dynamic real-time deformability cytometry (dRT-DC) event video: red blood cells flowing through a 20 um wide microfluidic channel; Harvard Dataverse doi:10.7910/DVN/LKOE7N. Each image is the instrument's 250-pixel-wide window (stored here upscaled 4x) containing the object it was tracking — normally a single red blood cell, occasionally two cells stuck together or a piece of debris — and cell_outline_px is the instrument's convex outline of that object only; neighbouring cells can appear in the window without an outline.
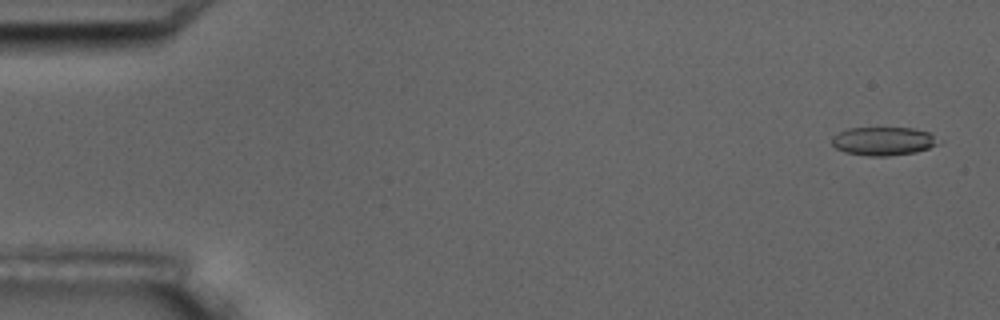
{"species": "common noctule bat (a hibernating species)", "species_latin": "Nyctalus noctula", "temperature_condition": "room temperature", "stored_images_in_passage": 5, "camera_frame_rate_fps": 3000, "um_per_image_px": 0.085, "animal": {"sex": "male", "body_mass_g": 17.5, "forearm_length_mm": 52.3}, "frame": {"image": 1, "passage_image": 1, "time_ms": 0.0, "image_size_px": [1000, 320], "cell_outline_px": [[944, 140], [940, 144], [916, 152], [888, 156], [868, 156], [844, 152], [836, 148], [832, 144], [832, 136], [848, 128], [912, 128], [928, 132]], "centroid_in_image_um": [75.13, 12.0], "position_along_channel_um": 9.9, "area_um2": 17.86}}
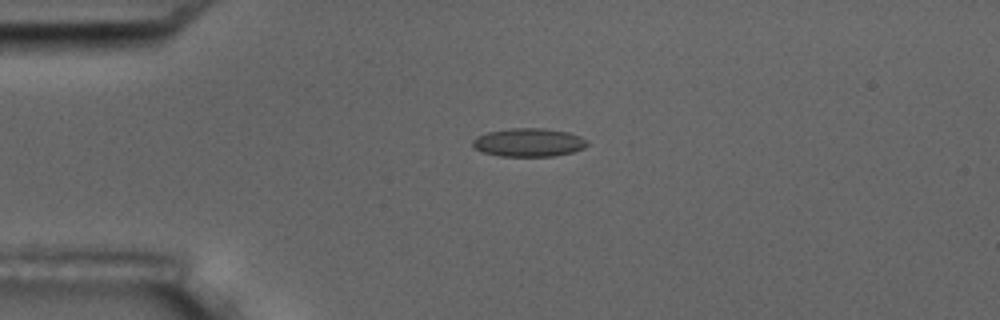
{"frame": {"image": 2, "passage_image": 4, "time_ms": 3.667, "image_size_px": [1000, 320], "cell_outline_px": [[588, 144], [584, 148], [572, 152], [552, 156], [500, 156], [480, 152], [472, 144], [472, 140], [476, 136], [488, 132], [508, 128], [544, 128], [568, 132], [580, 136], [588, 140]], "centroid_in_image_um": [44.93, 12.1], "position_along_channel_um": 40.1, "area_um2": 19.07}}